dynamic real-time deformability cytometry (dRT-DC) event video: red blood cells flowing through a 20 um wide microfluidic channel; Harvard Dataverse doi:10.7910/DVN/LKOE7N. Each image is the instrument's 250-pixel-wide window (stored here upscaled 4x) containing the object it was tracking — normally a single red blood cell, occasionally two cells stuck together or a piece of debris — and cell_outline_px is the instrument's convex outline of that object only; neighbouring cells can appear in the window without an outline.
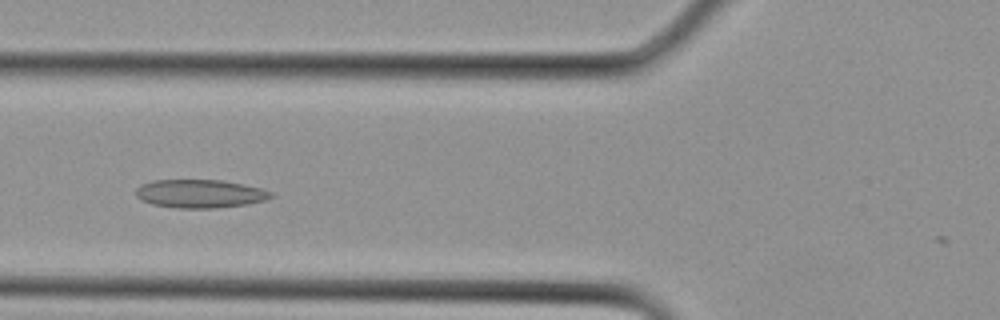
{"species": "Egyptian fruit bat (a non-hibernating species)", "species_latin": "Rousettus aegyptiacus", "temperature_condition": "cold", "stored_images_in_passage": 18, "camera_frame_rate_fps": 3000, "um_per_image_px": 0.085, "animal": {"sex": "female"}, "frame": {"image": 1, "passage_image": 11, "time_ms": 3.333, "image_size_px": [1000, 320], "cell_outline_px": [[276, 196], [264, 200], [248, 204], [216, 208], [176, 208], [152, 204], [140, 200], [136, 196], [136, 188], [140, 184], [152, 180], [224, 180], [260, 188], [272, 192]], "centroid_in_image_um": [16.98, 16.46], "position_along_channel_um": 108.8, "area_um2": 22.48}}
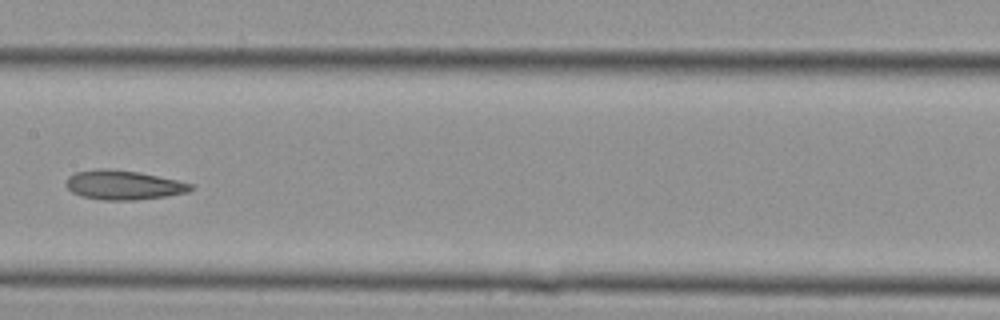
{"frame": {"image": 2, "passage_image": 15, "time_ms": 4.667, "image_size_px": [1000, 320], "cell_outline_px": [[196, 188], [188, 192], [168, 196], [136, 200], [104, 200], [80, 196], [72, 192], [64, 184], [68, 176], [76, 172], [96, 168], [108, 168], [140, 172], [176, 180], [192, 184]], "centroid_in_image_um": [10.48, 15.72], "position_along_channel_um": 196.9, "area_um2": 21.56}}
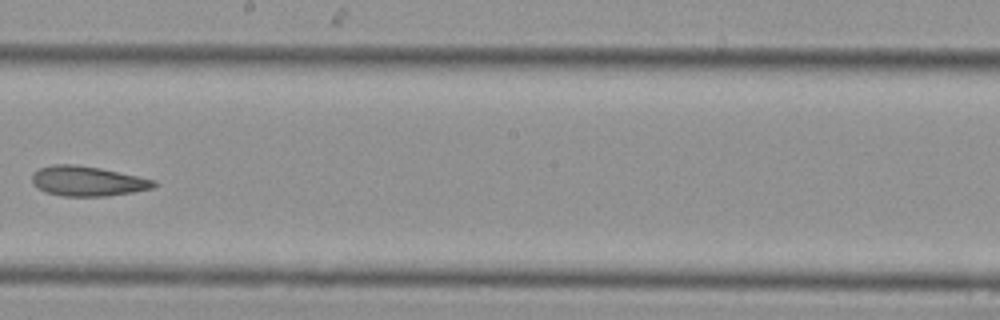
{"frame": {"image": 3, "passage_image": 17, "time_ms": 5.333, "image_size_px": [1000, 320], "cell_outline_px": [[156, 184], [152, 188], [132, 192], [108, 196], [64, 196], [44, 192], [36, 188], [32, 184], [32, 172], [40, 168], [52, 164], [76, 164], [100, 168], [156, 180]], "centroid_in_image_um": [7.38, 15.39], "position_along_channel_um": 240.8, "area_um2": 21.33}}